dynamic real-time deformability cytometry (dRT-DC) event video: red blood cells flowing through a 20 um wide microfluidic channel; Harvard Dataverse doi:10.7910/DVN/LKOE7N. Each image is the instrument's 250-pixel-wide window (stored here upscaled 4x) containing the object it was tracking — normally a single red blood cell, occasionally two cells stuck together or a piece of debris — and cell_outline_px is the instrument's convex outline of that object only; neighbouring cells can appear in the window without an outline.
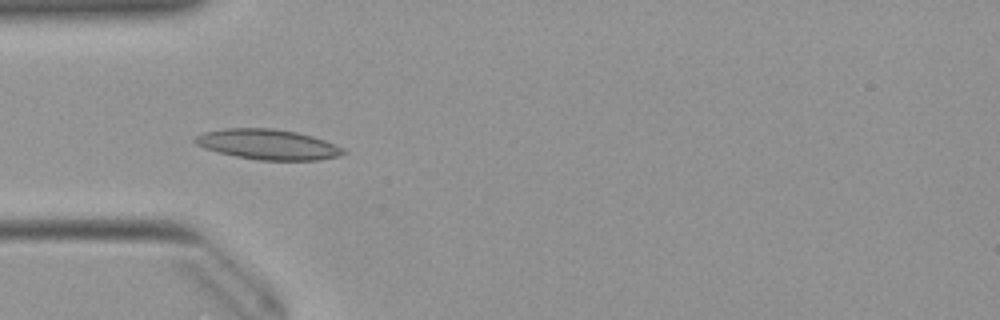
{"species": "Egyptian fruit bat (a non-hibernating species)", "species_latin": "Rousettus aegyptiacus", "temperature_condition": "warm", "stored_images_in_passage": 14, "camera_frame_rate_fps": 3000, "um_per_image_px": 0.085, "animal": {"sex": "female"}, "frame": {"image": 1, "passage_image": 6, "time_ms": 1.667, "image_size_px": [1000, 320], "cell_outline_px": [[348, 152], [340, 156], [320, 160], [256, 160], [236, 156], [204, 148], [196, 144], [192, 140], [196, 136], [204, 132], [224, 128], [272, 128], [296, 132], [312, 136], [324, 140], [344, 148]], "centroid_in_image_um": [22.79, 12.28], "position_along_channel_um": 62.2, "area_um2": 26.18}}
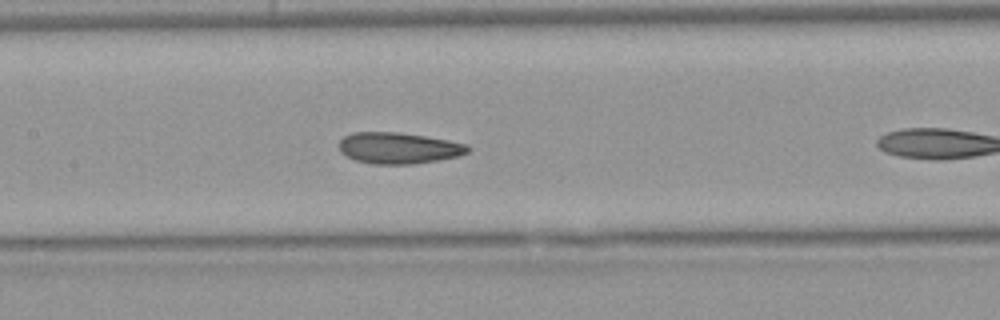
{"frame": {"image": 2, "passage_image": 11, "time_ms": 3.333, "image_size_px": [1000, 320], "cell_outline_px": [[472, 148], [468, 152], [460, 156], [440, 160], [412, 164], [372, 164], [356, 160], [340, 152], [340, 140], [344, 136], [352, 132], [396, 132], [424, 136], [448, 140], [468, 144]], "centroid_in_image_um": [33.92, 12.59], "position_along_channel_um": 173.5, "area_um2": 23.52}}
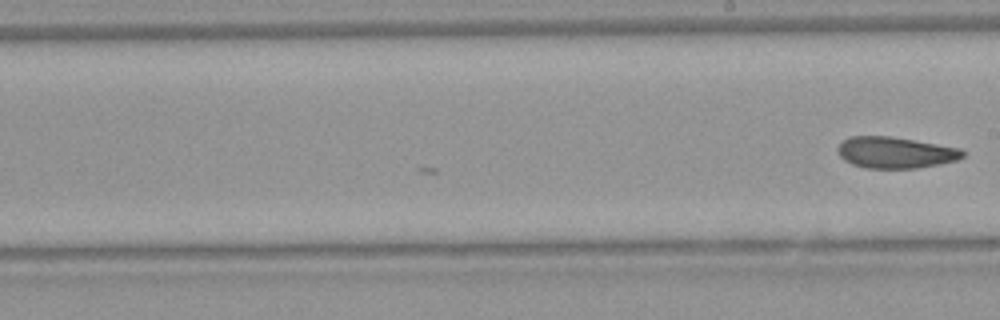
{"frame": {"image": 3, "passage_image": 14, "time_ms": 4.333, "image_size_px": [1000, 320], "cell_outline_px": [[964, 156], [956, 160], [916, 168], [864, 168], [852, 164], [844, 160], [840, 156], [836, 148], [848, 136], [892, 136], [960, 148], [964, 152]], "centroid_in_image_um": [76.06, 12.96], "position_along_channel_um": 212.9, "area_um2": 22.72}}